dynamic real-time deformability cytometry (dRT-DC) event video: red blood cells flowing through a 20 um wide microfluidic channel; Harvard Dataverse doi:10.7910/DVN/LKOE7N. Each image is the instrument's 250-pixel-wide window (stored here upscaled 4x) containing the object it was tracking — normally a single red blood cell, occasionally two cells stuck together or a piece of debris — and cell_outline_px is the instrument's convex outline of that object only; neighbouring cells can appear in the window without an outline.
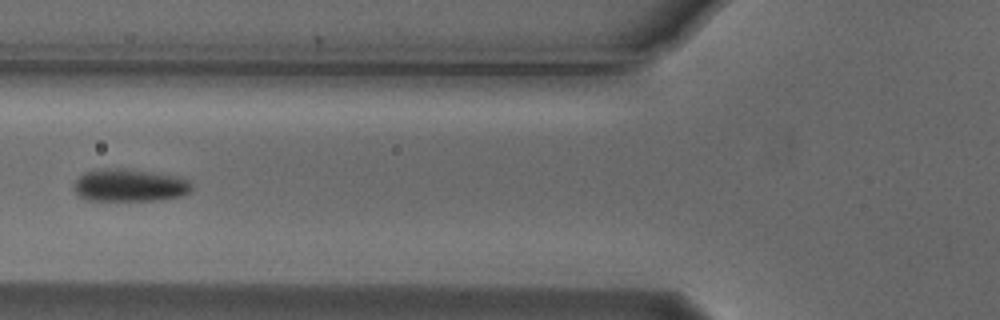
{"species": "Egyptian fruit bat (a non-hibernating species)", "species_latin": "Rousettus aegyptiacus", "temperature_condition": "cold", "stored_images_in_passage": 5, "camera_frame_rate_fps": 3000, "um_per_image_px": 0.085, "animal": {"sex": "male"}, "frame": {"image": 1, "passage_image": 5, "time_ms": 1.333, "image_size_px": [1000, 320], "cell_outline_px": [[192, 188], [184, 196], [160, 200], [84, 200], [72, 188], [76, 180], [84, 172], [96, 168], [124, 168], [176, 176], [188, 180], [192, 184]], "centroid_in_image_um": [10.99, 15.75], "position_along_channel_um": 114.8, "area_um2": 22.54}}